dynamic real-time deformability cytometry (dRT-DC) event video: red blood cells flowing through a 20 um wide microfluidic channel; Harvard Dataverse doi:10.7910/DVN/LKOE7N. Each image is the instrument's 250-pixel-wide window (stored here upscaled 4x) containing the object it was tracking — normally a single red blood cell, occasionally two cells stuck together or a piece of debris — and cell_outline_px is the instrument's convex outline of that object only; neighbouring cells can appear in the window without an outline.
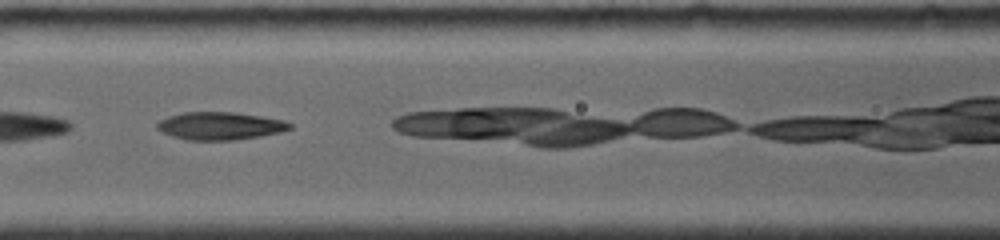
{"species": "common noctule bat (a hibernating species)", "species_latin": "Nyctalus noctula", "temperature_condition": "room temperature", "stored_images_in_passage": 21, "camera_frame_rate_fps": 4000, "um_per_image_px": 0.085, "animal": {"sex": "female", "body_mass_g": 19.0, "forearm_length_mm": 56.7}, "frame": {"image": 1, "passage_image": 4, "time_ms": 2.0, "image_size_px": [1000, 240], "cell_outline_px": [[292, 128], [280, 132], [260, 136], [232, 140], [184, 140], [172, 136], [156, 128], [156, 124], [160, 120], [168, 116], [184, 112], [232, 112], [260, 116], [280, 120], [292, 124]], "centroid_in_image_um": [18.66, 10.7], "position_along_channel_um": 147.9, "area_um2": 21.27}}